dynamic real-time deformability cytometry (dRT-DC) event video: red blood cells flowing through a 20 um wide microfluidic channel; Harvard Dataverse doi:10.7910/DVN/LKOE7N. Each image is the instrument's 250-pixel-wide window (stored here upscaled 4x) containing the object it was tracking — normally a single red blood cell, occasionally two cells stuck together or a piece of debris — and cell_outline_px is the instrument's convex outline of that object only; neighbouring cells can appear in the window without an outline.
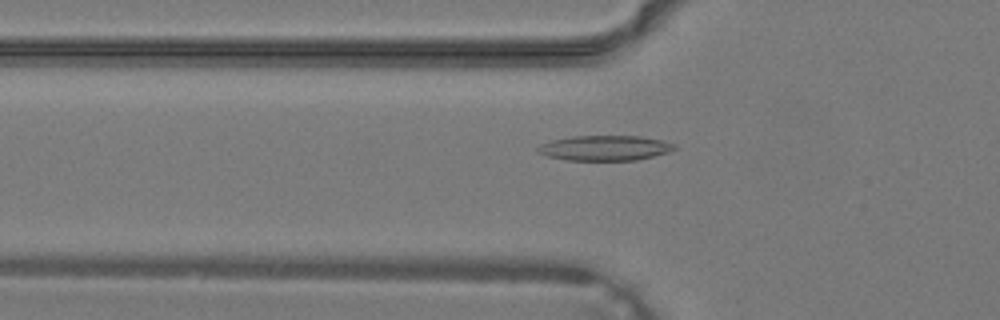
{"species": "common noctule bat (a hibernating species)", "species_latin": "Nyctalus noctula", "temperature_condition": "warm", "stored_images_in_passage": 31, "camera_frame_rate_fps": 3000, "um_per_image_px": 0.085, "animal": {"sex": "male", "body_mass_g": 19.2, "forearm_length_mm": 51.8}, "frame": {"image": 1, "passage_image": 6, "time_ms": 1.667, "image_size_px": [1000, 320], "cell_outline_px": [[676, 148], [668, 152], [636, 160], [564, 160], [548, 156], [536, 152], [536, 148], [540, 144], [552, 140], [572, 136], [640, 136], [660, 140], [676, 144]], "centroid_in_image_um": [51.37, 12.58], "position_along_channel_um": 74.4, "area_um2": 19.94}}
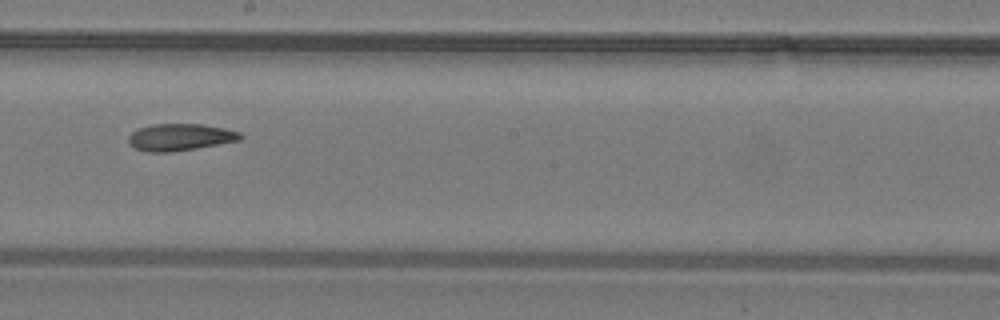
{"frame": {"image": 2, "passage_image": 15, "time_ms": 4.667, "image_size_px": [1000, 320], "cell_outline_px": [[244, 136], [240, 140], [196, 148], [172, 152], [148, 152], [132, 148], [128, 144], [128, 136], [132, 132], [140, 128], [152, 124], [200, 124], [224, 128], [240, 132]], "centroid_in_image_um": [15.27, 11.66], "position_along_channel_um": 232.9, "area_um2": 17.63}}
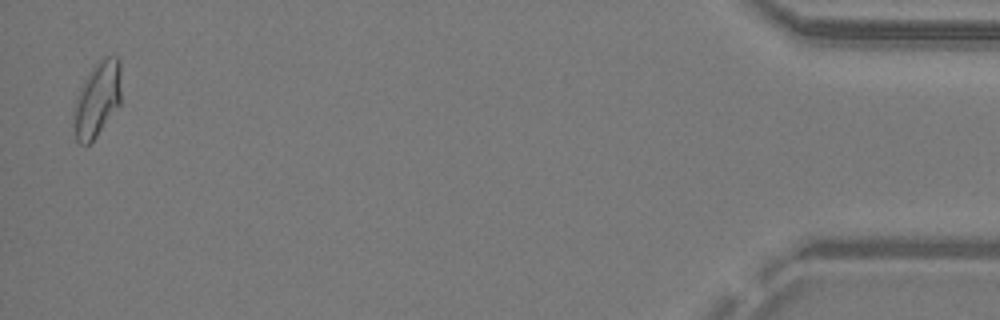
{"frame": {"image": 3, "passage_image": 31, "time_ms": 10.0, "image_size_px": [1000, 320], "cell_outline_px": [[120, 104], [96, 136], [88, 144], [80, 144], [76, 140], [72, 124], [72, 112], [76, 96], [84, 80], [96, 64], [104, 56], [116, 56], [120, 60]], "centroid_in_image_um": [8.23, 8.45], "position_along_channel_um": 427.0, "area_um2": 20.81}}